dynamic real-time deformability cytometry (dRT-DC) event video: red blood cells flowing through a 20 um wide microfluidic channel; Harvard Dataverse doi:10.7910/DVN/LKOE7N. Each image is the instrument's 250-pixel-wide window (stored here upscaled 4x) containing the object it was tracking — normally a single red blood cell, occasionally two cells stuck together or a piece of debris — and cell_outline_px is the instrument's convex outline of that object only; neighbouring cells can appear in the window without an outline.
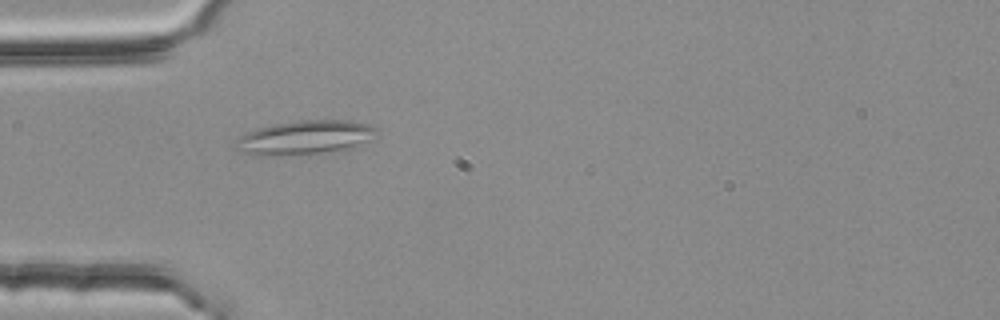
{"species": "common noctule bat (a hibernating species)", "species_latin": "Nyctalus noctula", "temperature_condition": "room temperature", "stored_images_in_passage": 1, "camera_frame_rate_fps": 3000, "um_per_image_px": 0.085, "animal": {"sex": "female", "body_mass_g": 25.1}, "frame": {"image": 1, "passage_image": 1, "time_ms": 0.0, "image_size_px": [1000, 320], "cell_outline_px": [[376, 128], [368, 140], [352, 148], [320, 152], [280, 156], [256, 156], [240, 152], [232, 148], [236, 140], [240, 136], [256, 128], [296, 120], [348, 120], [368, 124]], "centroid_in_image_um": [25.79, 11.7], "position_along_channel_um": 59.2, "area_um2": 27.86}}